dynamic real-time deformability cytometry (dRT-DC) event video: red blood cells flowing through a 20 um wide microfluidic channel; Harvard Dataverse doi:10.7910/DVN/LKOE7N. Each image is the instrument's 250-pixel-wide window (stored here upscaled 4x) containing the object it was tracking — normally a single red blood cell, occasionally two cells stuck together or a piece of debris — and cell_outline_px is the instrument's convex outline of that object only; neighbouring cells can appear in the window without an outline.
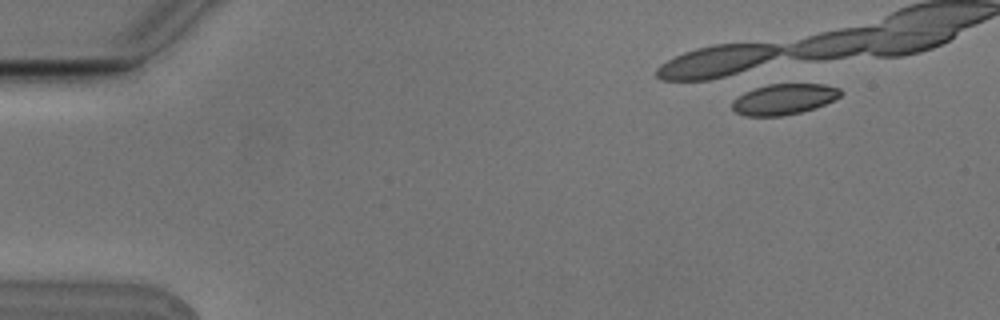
{"species": "Egyptian fruit bat (a non-hibernating species)", "species_latin": "Rousettus aegyptiacus", "temperature_condition": "cold", "stored_images_in_passage": 10, "camera_frame_rate_fps": 3000, "um_per_image_px": 0.085, "animal": {"sex": "male"}, "frame": {"image": 1, "passage_image": 2, "time_ms": 0.333, "image_size_px": [1000, 320], "cell_outline_px": [[844, 92], [840, 96], [816, 108], [784, 116], [744, 116], [736, 112], [732, 108], [732, 100], [744, 92], [768, 84], [824, 84], [840, 88]], "centroid_in_image_um": [66.63, 8.43], "position_along_channel_um": 18.4, "area_um2": 19.48}}